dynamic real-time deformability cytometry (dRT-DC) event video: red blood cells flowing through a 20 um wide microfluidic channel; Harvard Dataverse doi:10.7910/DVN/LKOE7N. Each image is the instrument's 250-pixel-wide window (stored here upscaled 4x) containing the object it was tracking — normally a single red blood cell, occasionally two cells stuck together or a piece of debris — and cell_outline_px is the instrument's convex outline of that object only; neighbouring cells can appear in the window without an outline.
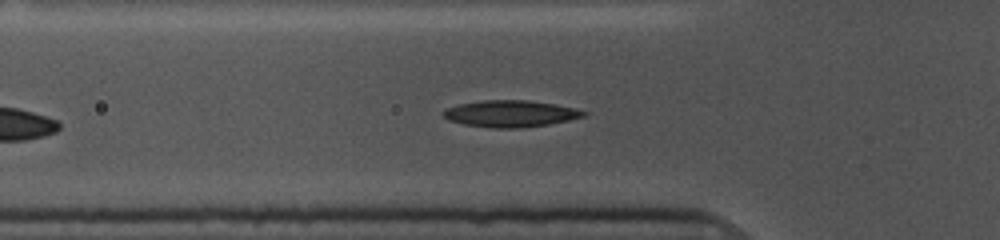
{"species": "common noctule bat (a hibernating species)", "species_latin": "Nyctalus noctula", "temperature_condition": "cold", "stored_images_in_passage": 24, "camera_frame_rate_fps": 3000, "um_per_image_px": 0.085, "animal": {"sex": "female", "body_mass_g": 10.0, "forearm_length_mm": 53.1}, "frame": {"image": 1, "passage_image": 8, "time_ms": 2.333, "image_size_px": [1000, 240], "cell_outline_px": [[588, 112], [584, 116], [568, 120], [548, 124], [520, 128], [492, 128], [464, 124], [448, 120], [444, 116], [444, 112], [448, 108], [460, 104], [484, 100], [528, 100], [556, 104], [576, 108]], "centroid_in_image_um": [43.43, 9.66], "position_along_channel_um": 82.4, "area_um2": 21.62}}